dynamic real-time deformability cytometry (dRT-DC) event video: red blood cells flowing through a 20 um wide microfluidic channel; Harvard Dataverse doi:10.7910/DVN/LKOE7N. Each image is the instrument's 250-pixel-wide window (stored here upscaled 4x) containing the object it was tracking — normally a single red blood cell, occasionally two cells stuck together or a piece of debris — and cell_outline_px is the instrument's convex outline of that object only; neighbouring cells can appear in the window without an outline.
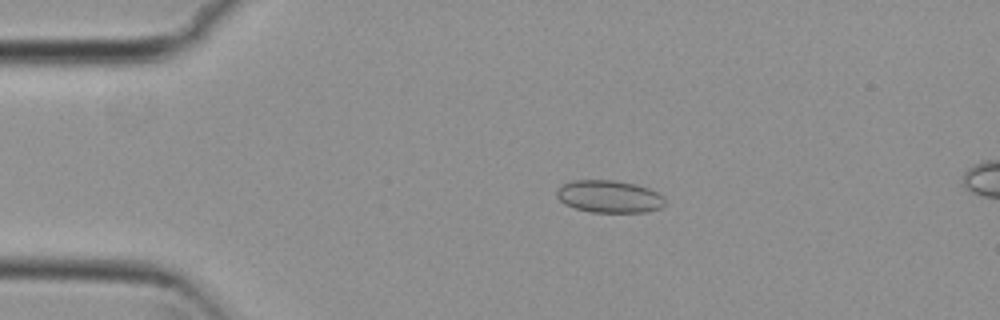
{"species": "common noctule bat (a hibernating species)", "species_latin": "Nyctalus noctula", "temperature_condition": "cold", "stored_images_in_passage": 55, "camera_frame_rate_fps": 3000, "um_per_image_px": 0.085, "animal": {"sex": "female", "body_mass_g": 29.2, "forearm_length_mm": 56.3}, "frame": {"image": 1, "passage_image": 12, "time_ms": 3.667, "image_size_px": [1000, 320], "cell_outline_px": [[664, 204], [660, 208], [648, 212], [592, 212], [576, 208], [564, 204], [556, 196], [556, 192], [564, 184], [572, 180], [616, 180], [636, 184], [648, 188], [664, 196]], "centroid_in_image_um": [51.79, 16.7], "position_along_channel_um": 33.2, "area_um2": 20.4}}
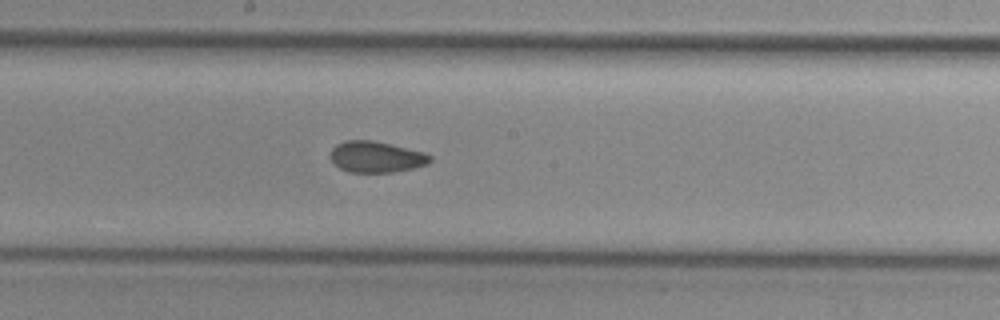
{"frame": {"image": 2, "passage_image": 30, "time_ms": 9.667, "image_size_px": [1000, 320], "cell_outline_px": [[432, 160], [428, 164], [412, 168], [392, 172], [348, 172], [340, 168], [332, 160], [332, 148], [336, 144], [344, 140], [372, 140], [424, 152], [432, 156]], "centroid_in_image_um": [31.99, 13.33], "position_along_channel_um": 216.2, "area_um2": 17.92}}
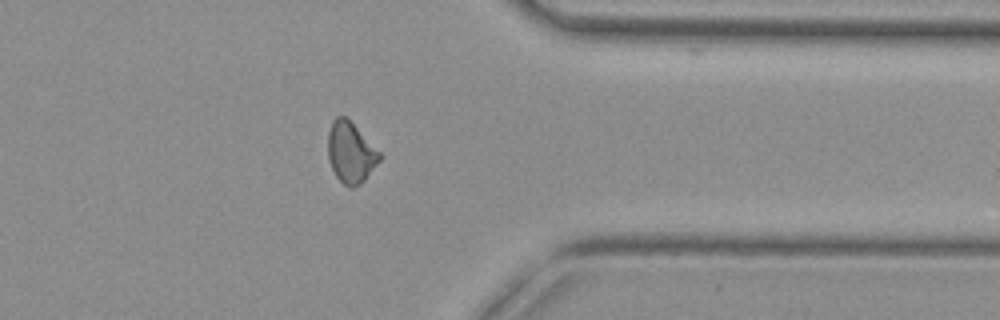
{"frame": {"image": 3, "passage_image": 44, "time_ms": 14.333, "image_size_px": [1000, 320], "cell_outline_px": [[380, 160], [364, 180], [360, 184], [352, 188], [348, 188], [336, 176], [328, 160], [328, 132], [332, 120], [336, 116], [344, 116], [380, 152]], "centroid_in_image_um": [29.78, 12.98], "position_along_channel_um": 381.6, "area_um2": 17.98}, "authors_computed_cell_mechanics": {"area_um2": 18.5538, "velocity_mm_per_s": 3.7786, "shape_relaxation_time_tau1_ms": 10.008, "shape_relaxation_time_tau2_ms": 1.7277, "deformation_change_tau1": 0.1094, "deformation_change_tau2": 0.0643}}